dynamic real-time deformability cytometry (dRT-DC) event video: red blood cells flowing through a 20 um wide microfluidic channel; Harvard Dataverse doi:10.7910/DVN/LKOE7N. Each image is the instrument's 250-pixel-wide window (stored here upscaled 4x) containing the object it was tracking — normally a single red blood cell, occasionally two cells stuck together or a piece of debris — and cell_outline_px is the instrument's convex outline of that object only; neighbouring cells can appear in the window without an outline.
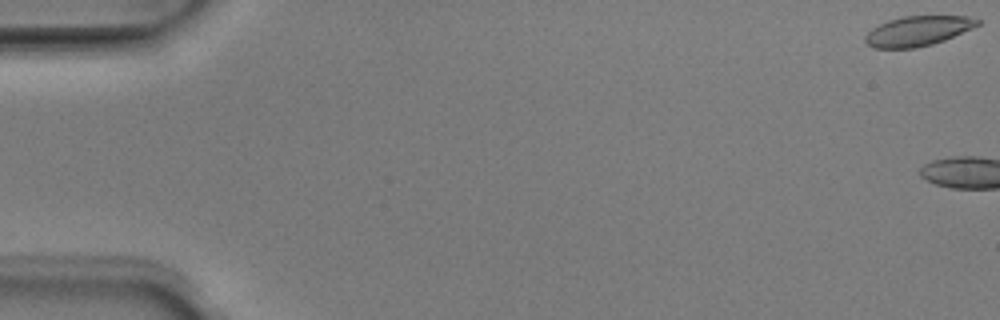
{"species": "Egyptian fruit bat (a non-hibernating species)", "species_latin": "Rousettus aegyptiacus", "temperature_condition": "room temperature", "stored_images_in_passage": 4, "camera_frame_rate_fps": 3000, "um_per_image_px": 0.085, "animal": {"sex": "male"}, "frame": {"image": 1, "passage_image": 1, "time_ms": 0.0, "image_size_px": [1000, 320], "cell_outline_px": [[980, 24], [972, 28], [944, 40], [932, 44], [916, 48], [872, 48], [864, 40], [864, 36], [872, 28], [888, 20], [904, 16], [964, 16], [980, 20]], "centroid_in_image_um": [77.98, 2.64], "position_along_channel_um": 7.0, "area_um2": 19.42}}